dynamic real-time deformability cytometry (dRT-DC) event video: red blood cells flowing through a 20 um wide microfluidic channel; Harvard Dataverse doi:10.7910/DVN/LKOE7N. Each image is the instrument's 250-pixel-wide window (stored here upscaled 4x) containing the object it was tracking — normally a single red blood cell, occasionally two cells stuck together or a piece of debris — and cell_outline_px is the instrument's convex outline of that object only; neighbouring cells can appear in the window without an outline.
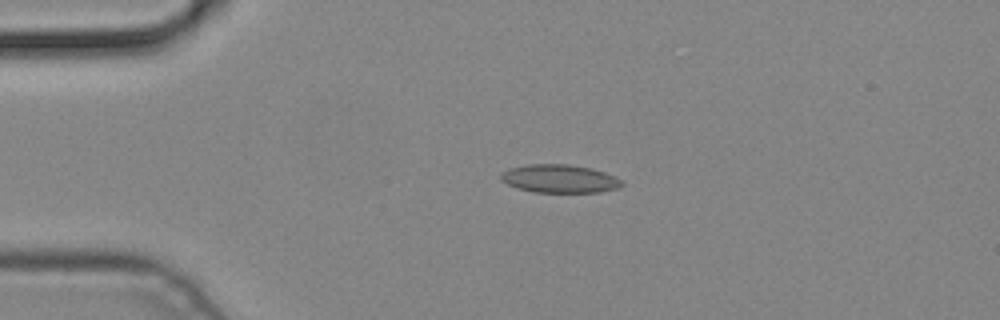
{"species": "common noctule bat (a hibernating species)", "species_latin": "Nyctalus noctula", "temperature_condition": "cold", "stored_images_in_passage": 3, "camera_frame_rate_fps": 3000, "um_per_image_px": 0.085, "animal": {"sex": "male", "body_mass_g": 19.2, "forearm_length_mm": 51.8}, "frame": {"image": 1, "passage_image": 1, "time_ms": 0.0, "image_size_px": [1000, 320], "cell_outline_px": [[624, 184], [620, 188], [600, 192], [536, 192], [516, 188], [500, 180], [500, 172], [508, 168], [528, 164], [568, 164], [592, 168], [616, 176], [624, 180]], "centroid_in_image_um": [47.58, 15.18], "position_along_channel_um": 37.4, "area_um2": 20.23}}
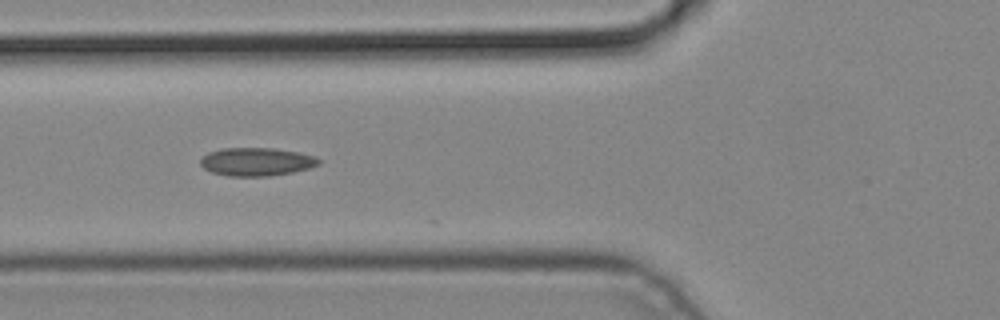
{"frame": {"image": 2, "passage_image": 3, "time_ms": 0.667, "image_size_px": [1000, 320], "cell_outline_px": [[320, 164], [308, 168], [292, 172], [268, 176], [228, 176], [212, 172], [204, 168], [200, 164], [200, 160], [208, 152], [224, 148], [272, 148], [296, 152], [316, 156], [320, 160]], "centroid_in_image_um": [21.79, 13.75], "position_along_channel_um": 104.0, "area_um2": 19.31}}